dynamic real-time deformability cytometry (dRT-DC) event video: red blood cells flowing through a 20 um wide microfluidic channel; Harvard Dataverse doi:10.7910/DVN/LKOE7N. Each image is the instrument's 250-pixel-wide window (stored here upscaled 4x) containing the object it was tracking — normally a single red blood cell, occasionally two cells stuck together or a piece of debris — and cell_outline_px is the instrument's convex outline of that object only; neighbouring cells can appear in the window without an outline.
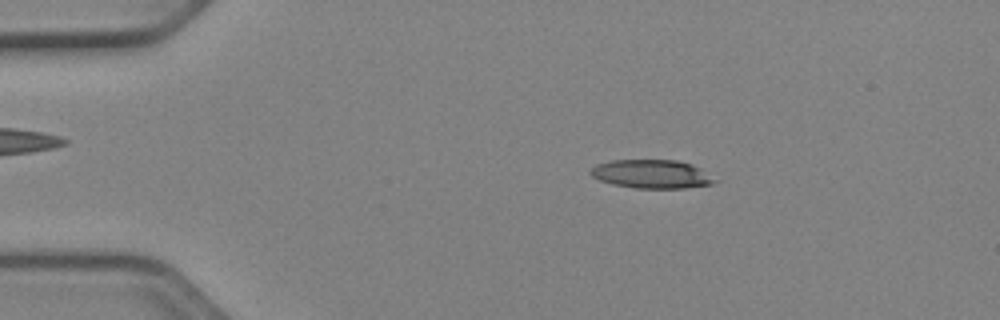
{"species": "Egyptian fruit bat (a non-hibernating species)", "species_latin": "Rousettus aegyptiacus", "temperature_condition": "cold", "stored_images_in_passage": 21, "camera_frame_rate_fps": 3000, "um_per_image_px": 0.085, "animal": {"sex": "female"}, "frame": {"image": 1, "passage_image": 9, "time_ms": 2.667, "image_size_px": [1000, 320], "cell_outline_px": [[720, 180], [712, 184], [684, 188], [636, 188], [612, 184], [600, 180], [592, 176], [588, 172], [596, 164], [612, 160], [676, 160], [692, 164], [700, 168]], "centroid_in_image_um": [55.42, 14.79], "position_along_channel_um": 29.6, "area_um2": 20.81}}